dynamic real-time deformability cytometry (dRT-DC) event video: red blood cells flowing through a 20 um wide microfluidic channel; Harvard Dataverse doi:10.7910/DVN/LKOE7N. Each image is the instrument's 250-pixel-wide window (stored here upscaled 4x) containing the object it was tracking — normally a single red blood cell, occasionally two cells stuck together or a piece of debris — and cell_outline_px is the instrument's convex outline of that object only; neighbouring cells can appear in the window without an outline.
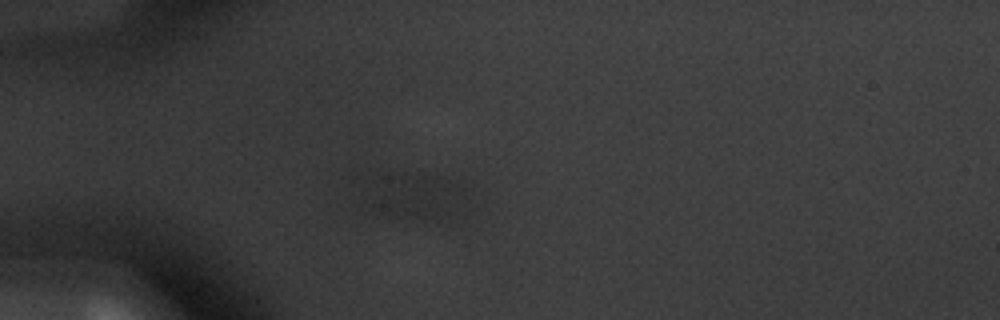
{"species": "common noctule bat (a hibernating species)", "species_latin": "Nyctalus noctula", "temperature_condition": "warm", "stored_images_in_passage": 16, "segment_of_instrument_passage": [1, 2], "camera_frame_rate_fps": 3000, "um_per_image_px": 0.085, "animal": {"sex": "male", "body_mass_g": 20.1, "forearm_length_mm": 53.5}, "frame": {"image": 1, "passage_image": 14, "time_ms": 4.333, "image_size_px": [1000, 320], "cell_outline_px": [[476, 200], [472, 212], [448, 220], [412, 220], [376, 212], [368, 208], [364, 204], [388, 176], [396, 172], [404, 172], [436, 176], [460, 184]], "centroid_in_image_um": [35.77, 16.81], "position_along_channel_um": 49.2, "area_um2": 28.32}}